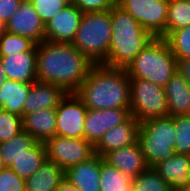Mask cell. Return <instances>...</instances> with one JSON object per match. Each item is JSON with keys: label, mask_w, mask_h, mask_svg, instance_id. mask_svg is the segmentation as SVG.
I'll list each match as a JSON object with an SVG mask.
<instances>
[{"label": "cell", "mask_w": 190, "mask_h": 191, "mask_svg": "<svg viewBox=\"0 0 190 191\" xmlns=\"http://www.w3.org/2000/svg\"><path fill=\"white\" fill-rule=\"evenodd\" d=\"M23 131L28 132L38 142L45 143L56 133V109H42L26 114L23 118Z\"/></svg>", "instance_id": "cell-20"}, {"label": "cell", "mask_w": 190, "mask_h": 191, "mask_svg": "<svg viewBox=\"0 0 190 191\" xmlns=\"http://www.w3.org/2000/svg\"><path fill=\"white\" fill-rule=\"evenodd\" d=\"M35 45L29 38L5 31L0 36V56L30 51Z\"/></svg>", "instance_id": "cell-30"}, {"label": "cell", "mask_w": 190, "mask_h": 191, "mask_svg": "<svg viewBox=\"0 0 190 191\" xmlns=\"http://www.w3.org/2000/svg\"><path fill=\"white\" fill-rule=\"evenodd\" d=\"M130 112L140 123L168 116L165 89L149 80L130 79Z\"/></svg>", "instance_id": "cell-7"}, {"label": "cell", "mask_w": 190, "mask_h": 191, "mask_svg": "<svg viewBox=\"0 0 190 191\" xmlns=\"http://www.w3.org/2000/svg\"><path fill=\"white\" fill-rule=\"evenodd\" d=\"M6 80H7L6 72L4 70V66L0 58V87L4 84Z\"/></svg>", "instance_id": "cell-39"}, {"label": "cell", "mask_w": 190, "mask_h": 191, "mask_svg": "<svg viewBox=\"0 0 190 191\" xmlns=\"http://www.w3.org/2000/svg\"><path fill=\"white\" fill-rule=\"evenodd\" d=\"M132 178L100 156V191H132Z\"/></svg>", "instance_id": "cell-25"}, {"label": "cell", "mask_w": 190, "mask_h": 191, "mask_svg": "<svg viewBox=\"0 0 190 191\" xmlns=\"http://www.w3.org/2000/svg\"><path fill=\"white\" fill-rule=\"evenodd\" d=\"M175 122V153L190 155V116H172Z\"/></svg>", "instance_id": "cell-31"}, {"label": "cell", "mask_w": 190, "mask_h": 191, "mask_svg": "<svg viewBox=\"0 0 190 191\" xmlns=\"http://www.w3.org/2000/svg\"><path fill=\"white\" fill-rule=\"evenodd\" d=\"M7 79L32 84L37 81V44L30 51L0 56Z\"/></svg>", "instance_id": "cell-14"}, {"label": "cell", "mask_w": 190, "mask_h": 191, "mask_svg": "<svg viewBox=\"0 0 190 191\" xmlns=\"http://www.w3.org/2000/svg\"><path fill=\"white\" fill-rule=\"evenodd\" d=\"M65 177L79 191H100V156L95 154L90 159L70 167Z\"/></svg>", "instance_id": "cell-19"}, {"label": "cell", "mask_w": 190, "mask_h": 191, "mask_svg": "<svg viewBox=\"0 0 190 191\" xmlns=\"http://www.w3.org/2000/svg\"><path fill=\"white\" fill-rule=\"evenodd\" d=\"M6 31L31 39L35 44L45 41V25L30 0H23L6 23Z\"/></svg>", "instance_id": "cell-12"}, {"label": "cell", "mask_w": 190, "mask_h": 191, "mask_svg": "<svg viewBox=\"0 0 190 191\" xmlns=\"http://www.w3.org/2000/svg\"><path fill=\"white\" fill-rule=\"evenodd\" d=\"M140 122L130 116L124 123L116 125L104 133L95 145V154L104 157L108 152L128 147L137 142V132Z\"/></svg>", "instance_id": "cell-15"}, {"label": "cell", "mask_w": 190, "mask_h": 191, "mask_svg": "<svg viewBox=\"0 0 190 191\" xmlns=\"http://www.w3.org/2000/svg\"><path fill=\"white\" fill-rule=\"evenodd\" d=\"M23 0H0V20L6 24Z\"/></svg>", "instance_id": "cell-36"}, {"label": "cell", "mask_w": 190, "mask_h": 191, "mask_svg": "<svg viewBox=\"0 0 190 191\" xmlns=\"http://www.w3.org/2000/svg\"><path fill=\"white\" fill-rule=\"evenodd\" d=\"M22 131V117L0 108V143L9 140Z\"/></svg>", "instance_id": "cell-32"}, {"label": "cell", "mask_w": 190, "mask_h": 191, "mask_svg": "<svg viewBox=\"0 0 190 191\" xmlns=\"http://www.w3.org/2000/svg\"><path fill=\"white\" fill-rule=\"evenodd\" d=\"M180 191H190V182Z\"/></svg>", "instance_id": "cell-42"}, {"label": "cell", "mask_w": 190, "mask_h": 191, "mask_svg": "<svg viewBox=\"0 0 190 191\" xmlns=\"http://www.w3.org/2000/svg\"><path fill=\"white\" fill-rule=\"evenodd\" d=\"M64 178L65 170L46 159L41 167L25 180V191H56Z\"/></svg>", "instance_id": "cell-22"}, {"label": "cell", "mask_w": 190, "mask_h": 191, "mask_svg": "<svg viewBox=\"0 0 190 191\" xmlns=\"http://www.w3.org/2000/svg\"><path fill=\"white\" fill-rule=\"evenodd\" d=\"M33 7L40 17L41 21L46 25L53 17H55L68 4H73L74 0H30Z\"/></svg>", "instance_id": "cell-33"}, {"label": "cell", "mask_w": 190, "mask_h": 191, "mask_svg": "<svg viewBox=\"0 0 190 191\" xmlns=\"http://www.w3.org/2000/svg\"><path fill=\"white\" fill-rule=\"evenodd\" d=\"M0 191H25V180L5 167L0 170Z\"/></svg>", "instance_id": "cell-34"}, {"label": "cell", "mask_w": 190, "mask_h": 191, "mask_svg": "<svg viewBox=\"0 0 190 191\" xmlns=\"http://www.w3.org/2000/svg\"><path fill=\"white\" fill-rule=\"evenodd\" d=\"M112 27L110 10L83 13L72 45L93 64H102L108 56Z\"/></svg>", "instance_id": "cell-5"}, {"label": "cell", "mask_w": 190, "mask_h": 191, "mask_svg": "<svg viewBox=\"0 0 190 191\" xmlns=\"http://www.w3.org/2000/svg\"><path fill=\"white\" fill-rule=\"evenodd\" d=\"M130 79H144L165 87L177 72V59L163 38H153L126 68Z\"/></svg>", "instance_id": "cell-4"}, {"label": "cell", "mask_w": 190, "mask_h": 191, "mask_svg": "<svg viewBox=\"0 0 190 191\" xmlns=\"http://www.w3.org/2000/svg\"><path fill=\"white\" fill-rule=\"evenodd\" d=\"M75 94L87 109L130 108V78L124 68L94 64Z\"/></svg>", "instance_id": "cell-2"}, {"label": "cell", "mask_w": 190, "mask_h": 191, "mask_svg": "<svg viewBox=\"0 0 190 191\" xmlns=\"http://www.w3.org/2000/svg\"><path fill=\"white\" fill-rule=\"evenodd\" d=\"M132 191H172L166 182L153 167L132 178Z\"/></svg>", "instance_id": "cell-28"}, {"label": "cell", "mask_w": 190, "mask_h": 191, "mask_svg": "<svg viewBox=\"0 0 190 191\" xmlns=\"http://www.w3.org/2000/svg\"><path fill=\"white\" fill-rule=\"evenodd\" d=\"M168 103V116L188 115L190 108V86L176 72L164 87Z\"/></svg>", "instance_id": "cell-21"}, {"label": "cell", "mask_w": 190, "mask_h": 191, "mask_svg": "<svg viewBox=\"0 0 190 191\" xmlns=\"http://www.w3.org/2000/svg\"><path fill=\"white\" fill-rule=\"evenodd\" d=\"M87 108L75 93H67L56 108V136L84 138Z\"/></svg>", "instance_id": "cell-10"}, {"label": "cell", "mask_w": 190, "mask_h": 191, "mask_svg": "<svg viewBox=\"0 0 190 191\" xmlns=\"http://www.w3.org/2000/svg\"><path fill=\"white\" fill-rule=\"evenodd\" d=\"M165 40L177 60L190 59V25L171 32Z\"/></svg>", "instance_id": "cell-29"}, {"label": "cell", "mask_w": 190, "mask_h": 191, "mask_svg": "<svg viewBox=\"0 0 190 191\" xmlns=\"http://www.w3.org/2000/svg\"><path fill=\"white\" fill-rule=\"evenodd\" d=\"M82 16L79 8L68 4L45 25V41L72 44Z\"/></svg>", "instance_id": "cell-13"}, {"label": "cell", "mask_w": 190, "mask_h": 191, "mask_svg": "<svg viewBox=\"0 0 190 191\" xmlns=\"http://www.w3.org/2000/svg\"><path fill=\"white\" fill-rule=\"evenodd\" d=\"M94 64L71 43L43 41L37 44V81L76 93Z\"/></svg>", "instance_id": "cell-1"}, {"label": "cell", "mask_w": 190, "mask_h": 191, "mask_svg": "<svg viewBox=\"0 0 190 191\" xmlns=\"http://www.w3.org/2000/svg\"><path fill=\"white\" fill-rule=\"evenodd\" d=\"M130 116V108L88 109L84 122V138L95 146L104 133L124 123Z\"/></svg>", "instance_id": "cell-11"}, {"label": "cell", "mask_w": 190, "mask_h": 191, "mask_svg": "<svg viewBox=\"0 0 190 191\" xmlns=\"http://www.w3.org/2000/svg\"><path fill=\"white\" fill-rule=\"evenodd\" d=\"M117 5L154 38H160L166 32L169 0H117Z\"/></svg>", "instance_id": "cell-8"}, {"label": "cell", "mask_w": 190, "mask_h": 191, "mask_svg": "<svg viewBox=\"0 0 190 191\" xmlns=\"http://www.w3.org/2000/svg\"><path fill=\"white\" fill-rule=\"evenodd\" d=\"M47 160L65 171L95 155V146L85 138L53 136L45 143Z\"/></svg>", "instance_id": "cell-9"}, {"label": "cell", "mask_w": 190, "mask_h": 191, "mask_svg": "<svg viewBox=\"0 0 190 191\" xmlns=\"http://www.w3.org/2000/svg\"><path fill=\"white\" fill-rule=\"evenodd\" d=\"M110 15L111 43L102 65L126 69L154 37L117 4L110 9Z\"/></svg>", "instance_id": "cell-3"}, {"label": "cell", "mask_w": 190, "mask_h": 191, "mask_svg": "<svg viewBox=\"0 0 190 191\" xmlns=\"http://www.w3.org/2000/svg\"><path fill=\"white\" fill-rule=\"evenodd\" d=\"M73 4L83 13L104 12L117 4V0H74Z\"/></svg>", "instance_id": "cell-35"}, {"label": "cell", "mask_w": 190, "mask_h": 191, "mask_svg": "<svg viewBox=\"0 0 190 191\" xmlns=\"http://www.w3.org/2000/svg\"><path fill=\"white\" fill-rule=\"evenodd\" d=\"M153 168L169 183L172 191H180L190 182V155L175 153Z\"/></svg>", "instance_id": "cell-17"}, {"label": "cell", "mask_w": 190, "mask_h": 191, "mask_svg": "<svg viewBox=\"0 0 190 191\" xmlns=\"http://www.w3.org/2000/svg\"><path fill=\"white\" fill-rule=\"evenodd\" d=\"M46 159L45 144L37 142L31 149L27 150L24 155L14 161L9 168L22 179L26 180L41 167Z\"/></svg>", "instance_id": "cell-24"}, {"label": "cell", "mask_w": 190, "mask_h": 191, "mask_svg": "<svg viewBox=\"0 0 190 191\" xmlns=\"http://www.w3.org/2000/svg\"><path fill=\"white\" fill-rule=\"evenodd\" d=\"M6 31V24L0 20V36Z\"/></svg>", "instance_id": "cell-40"}, {"label": "cell", "mask_w": 190, "mask_h": 191, "mask_svg": "<svg viewBox=\"0 0 190 191\" xmlns=\"http://www.w3.org/2000/svg\"><path fill=\"white\" fill-rule=\"evenodd\" d=\"M31 84L7 79L0 87V108L23 118V106Z\"/></svg>", "instance_id": "cell-23"}, {"label": "cell", "mask_w": 190, "mask_h": 191, "mask_svg": "<svg viewBox=\"0 0 190 191\" xmlns=\"http://www.w3.org/2000/svg\"><path fill=\"white\" fill-rule=\"evenodd\" d=\"M190 25V0H169L165 39L171 32Z\"/></svg>", "instance_id": "cell-27"}, {"label": "cell", "mask_w": 190, "mask_h": 191, "mask_svg": "<svg viewBox=\"0 0 190 191\" xmlns=\"http://www.w3.org/2000/svg\"><path fill=\"white\" fill-rule=\"evenodd\" d=\"M177 72L190 86V59L177 60Z\"/></svg>", "instance_id": "cell-37"}, {"label": "cell", "mask_w": 190, "mask_h": 191, "mask_svg": "<svg viewBox=\"0 0 190 191\" xmlns=\"http://www.w3.org/2000/svg\"><path fill=\"white\" fill-rule=\"evenodd\" d=\"M56 191H79L66 177L59 183Z\"/></svg>", "instance_id": "cell-38"}, {"label": "cell", "mask_w": 190, "mask_h": 191, "mask_svg": "<svg viewBox=\"0 0 190 191\" xmlns=\"http://www.w3.org/2000/svg\"><path fill=\"white\" fill-rule=\"evenodd\" d=\"M103 158L110 165L116 167L131 178H134L148 168L138 142L128 147L110 151Z\"/></svg>", "instance_id": "cell-18"}, {"label": "cell", "mask_w": 190, "mask_h": 191, "mask_svg": "<svg viewBox=\"0 0 190 191\" xmlns=\"http://www.w3.org/2000/svg\"><path fill=\"white\" fill-rule=\"evenodd\" d=\"M37 142L28 132L22 131L20 134L0 143V155L5 167H10L14 161L24 155Z\"/></svg>", "instance_id": "cell-26"}, {"label": "cell", "mask_w": 190, "mask_h": 191, "mask_svg": "<svg viewBox=\"0 0 190 191\" xmlns=\"http://www.w3.org/2000/svg\"><path fill=\"white\" fill-rule=\"evenodd\" d=\"M176 127L172 116L144 120L137 132V142L148 167L175 154Z\"/></svg>", "instance_id": "cell-6"}, {"label": "cell", "mask_w": 190, "mask_h": 191, "mask_svg": "<svg viewBox=\"0 0 190 191\" xmlns=\"http://www.w3.org/2000/svg\"><path fill=\"white\" fill-rule=\"evenodd\" d=\"M66 94L61 87L51 83L40 81L32 83L23 106V117L42 109H56Z\"/></svg>", "instance_id": "cell-16"}, {"label": "cell", "mask_w": 190, "mask_h": 191, "mask_svg": "<svg viewBox=\"0 0 190 191\" xmlns=\"http://www.w3.org/2000/svg\"><path fill=\"white\" fill-rule=\"evenodd\" d=\"M3 168H5V165H4L3 159L0 155V170H2Z\"/></svg>", "instance_id": "cell-41"}]
</instances>
